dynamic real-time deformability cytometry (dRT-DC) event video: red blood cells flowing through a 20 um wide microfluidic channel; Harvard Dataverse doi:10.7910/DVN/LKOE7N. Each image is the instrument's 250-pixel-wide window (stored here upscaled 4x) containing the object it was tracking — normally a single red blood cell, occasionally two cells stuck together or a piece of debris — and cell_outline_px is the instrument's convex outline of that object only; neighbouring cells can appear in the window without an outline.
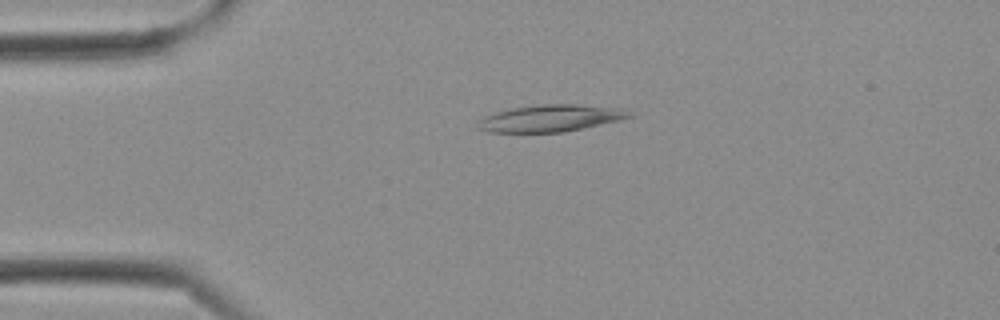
{"species": "Egyptian fruit bat (a non-hibernating species)", "species_latin": "Rousettus aegyptiacus", "temperature_condition": "cold", "stored_images_in_passage": 10, "camera_frame_rate_fps": 3000, "um_per_image_px": 0.085, "frame": {"image": 1, "passage_image": 6, "time_ms": 1.667, "image_size_px": [1000, 320], "cell_outline_px": [[636, 116], [620, 120], [564, 132], [488, 132], [476, 128], [476, 120], [484, 116], [496, 112], [512, 108], [544, 104], [576, 104], [620, 108], [632, 112]], "centroid_in_image_um": [46.78, 10.05], "position_along_channel_um": 38.2, "area_um2": 23.87}}
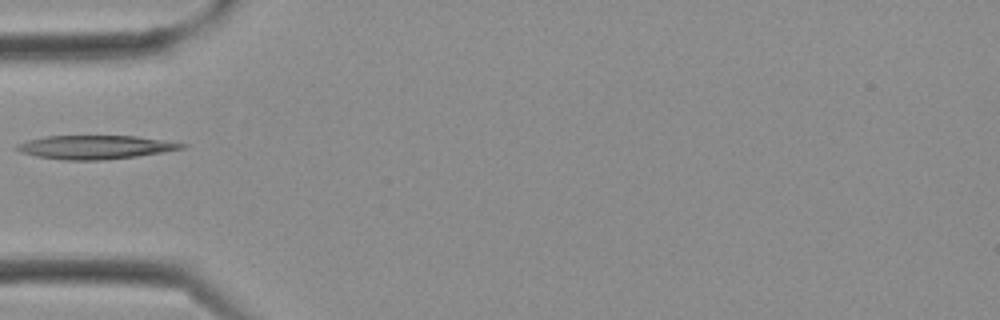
{"frame": {"image": 2, "passage_image": 9, "time_ms": 2.667, "image_size_px": [1000, 320], "cell_outline_px": [[188, 144], [184, 148], [164, 152], [136, 156], [104, 160], [64, 160], [36, 156], [20, 152], [12, 148], [16, 144], [28, 140], [48, 136], [136, 136]], "centroid_in_image_um": [8.06, 12.51], "position_along_channel_um": 76.9, "area_um2": 22.72}}